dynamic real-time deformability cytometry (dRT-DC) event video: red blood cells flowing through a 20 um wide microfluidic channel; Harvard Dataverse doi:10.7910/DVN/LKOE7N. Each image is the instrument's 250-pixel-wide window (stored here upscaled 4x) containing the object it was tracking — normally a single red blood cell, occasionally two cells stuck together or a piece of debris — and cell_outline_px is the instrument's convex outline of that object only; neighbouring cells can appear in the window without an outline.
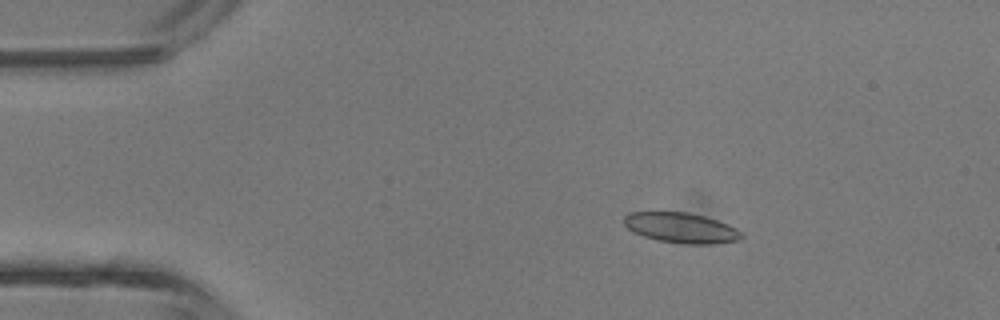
{"species": "common noctule bat (a hibernating species)", "species_latin": "Nyctalus noctula", "temperature_condition": "room temperature", "stored_images_in_passage": 6, "camera_frame_rate_fps": 3000, "um_per_image_px": 0.085, "animal": {"sex": "male", "body_mass_g": 13.3}, "frame": {"image": 1, "passage_image": 3, "time_ms": 2.333, "image_size_px": [1000, 320], "cell_outline_px": [[744, 236], [740, 240], [712, 244], [688, 244], [660, 240], [644, 236], [632, 232], [624, 224], [624, 216], [628, 212], [688, 212], [704, 216], [728, 224], [744, 232]], "centroid_in_image_um": [57.93, 19.36], "position_along_channel_um": 27.1, "area_um2": 20.75}}
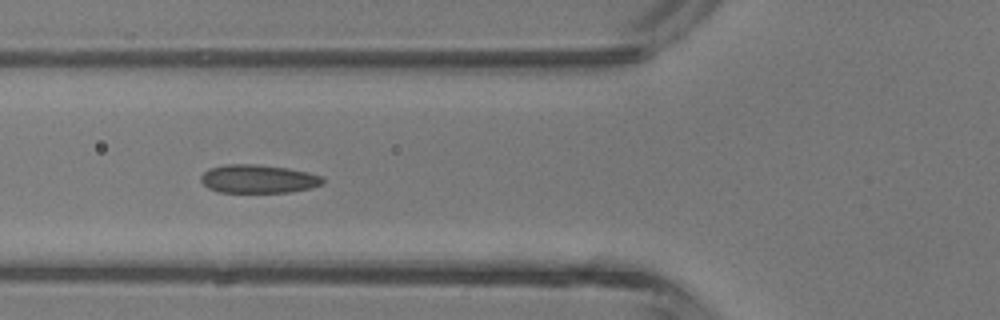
{"frame": {"image": 2, "passage_image": 5, "time_ms": 5.333, "image_size_px": [1000, 320], "cell_outline_px": [[324, 184], [312, 188], [292, 192], [220, 192], [208, 188], [200, 180], [200, 176], [208, 168], [224, 164], [256, 164], [288, 168], [308, 172], [324, 176]], "centroid_in_image_um": [21.98, 15.2], "position_along_channel_um": 103.8, "area_um2": 20.46}}
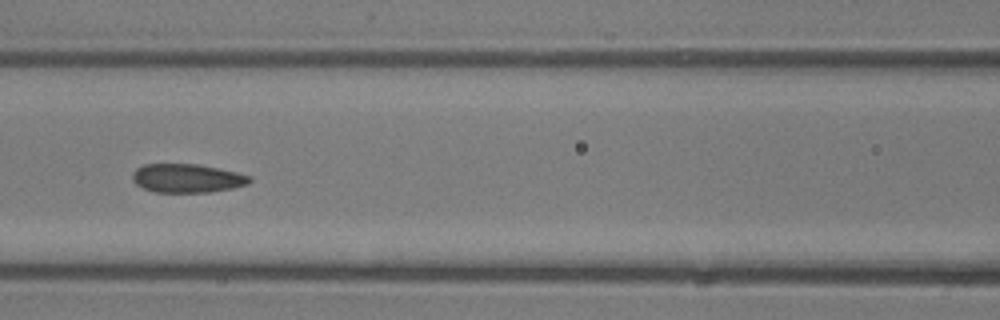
{"frame": {"image": 3, "passage_image": 6, "time_ms": 6.333, "image_size_px": [1000, 320], "cell_outline_px": [[252, 180], [248, 184], [232, 188], [208, 192], [156, 192], [144, 188], [136, 184], [132, 180], [132, 172], [136, 168], [144, 164], [196, 164], [236, 172], [252, 176]], "centroid_in_image_um": [15.89, 15.15], "position_along_channel_um": 150.7, "area_um2": 19.54}}